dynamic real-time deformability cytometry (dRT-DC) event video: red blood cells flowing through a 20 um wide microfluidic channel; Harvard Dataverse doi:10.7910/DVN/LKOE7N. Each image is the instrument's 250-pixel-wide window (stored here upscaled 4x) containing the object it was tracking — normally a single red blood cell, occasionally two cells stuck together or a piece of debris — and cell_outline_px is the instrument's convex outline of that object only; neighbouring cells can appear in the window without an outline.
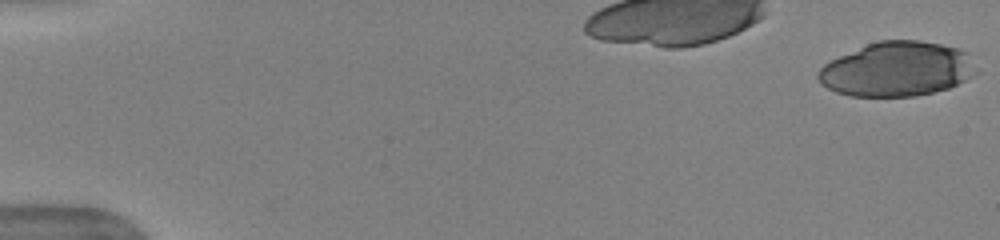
{"species": "human", "species_latin": "Homo sapiens", "temperature_condition": "warm", "stored_images_in_passage": 14, "camera_frame_rate_fps": 3000, "um_per_image_px": 0.085, "donor": {"sex": "female"}, "frame": {"image": 1, "passage_image": 1, "time_ms": 0.0, "image_size_px": [1000, 240], "cell_outline_px": [[980, 72], [948, 88], [916, 96], [852, 96], [836, 92], [820, 84], [816, 76], [820, 68], [824, 64], [840, 56], [868, 44], [880, 40], [920, 40], [940, 44], [956, 48], [968, 52]], "centroid_in_image_um": [76.27, 5.88], "position_along_channel_um": 8.7, "area_um2": 50.17}}